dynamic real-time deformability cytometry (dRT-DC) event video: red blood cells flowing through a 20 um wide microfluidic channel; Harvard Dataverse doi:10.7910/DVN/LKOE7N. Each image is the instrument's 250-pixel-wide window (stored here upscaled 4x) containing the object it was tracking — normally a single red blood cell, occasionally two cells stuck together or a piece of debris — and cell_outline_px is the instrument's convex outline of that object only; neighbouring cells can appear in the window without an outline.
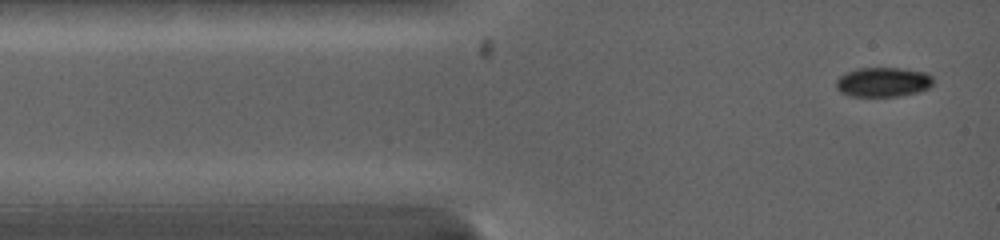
{"species": "common noctule bat (a hibernating species)", "species_latin": "Nyctalus noctula", "temperature_condition": "warm", "stored_images_in_passage": 83, "camera_frame_rate_fps": 5000, "um_per_image_px": 0.085, "animal": {"sex": "female", "body_mass_g": 19.0, "forearm_length_mm": 53.3}, "frame": {"image": 1, "passage_image": 1, "time_ms": 0.0, "image_size_px": [1000, 240], "cell_outline_px": [[932, 84], [928, 88], [920, 92], [896, 96], [848, 96], [840, 92], [836, 88], [836, 80], [844, 72], [856, 68], [900, 68], [928, 72], [932, 76]], "centroid_in_image_um": [75.04, 6.97], "position_along_channel_um": 10.0, "area_um2": 16.94}}
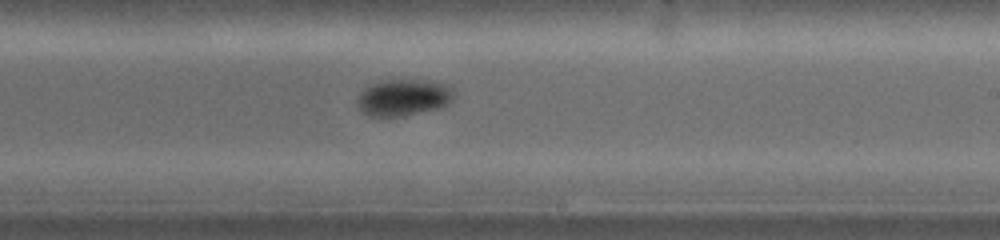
{"frame": {"image": 2, "passage_image": 36, "time_ms": 7.0, "image_size_px": [1000, 240], "cell_outline_px": [[456, 96], [452, 100], [440, 108], [404, 116], [368, 116], [360, 108], [356, 100], [360, 92], [364, 88], [372, 84], [384, 80], [416, 80], [444, 84], [452, 88]], "centroid_in_image_um": [34.29, 8.3], "position_along_channel_um": 254.7, "area_um2": 20.46}}
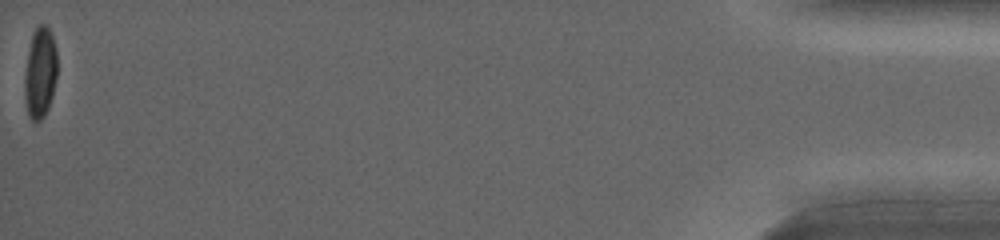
{"frame": {"image": 3, "passage_image": 83, "time_ms": 15.0, "image_size_px": [1000, 240], "cell_outline_px": [[56, 80], [52, 96], [48, 108], [44, 116], [36, 124], [28, 116], [24, 96], [24, 76], [28, 52], [32, 36], [36, 28], [40, 24], [44, 24], [52, 32], [56, 48]], "centroid_in_image_um": [3.41, 6.22], "position_along_channel_um": 431.8, "area_um2": 17.4}, "authors_computed_cell_mechanics": {"area_um2": 19.074, "velocity_mm_per_s": 4.1256, "shape_relaxation_time_tau1_ms": 1.768, "shape_relaxation_time_tau2_ms": null, "deformation_change_tau1": 0.1091, "deformation_change_tau2": null}}